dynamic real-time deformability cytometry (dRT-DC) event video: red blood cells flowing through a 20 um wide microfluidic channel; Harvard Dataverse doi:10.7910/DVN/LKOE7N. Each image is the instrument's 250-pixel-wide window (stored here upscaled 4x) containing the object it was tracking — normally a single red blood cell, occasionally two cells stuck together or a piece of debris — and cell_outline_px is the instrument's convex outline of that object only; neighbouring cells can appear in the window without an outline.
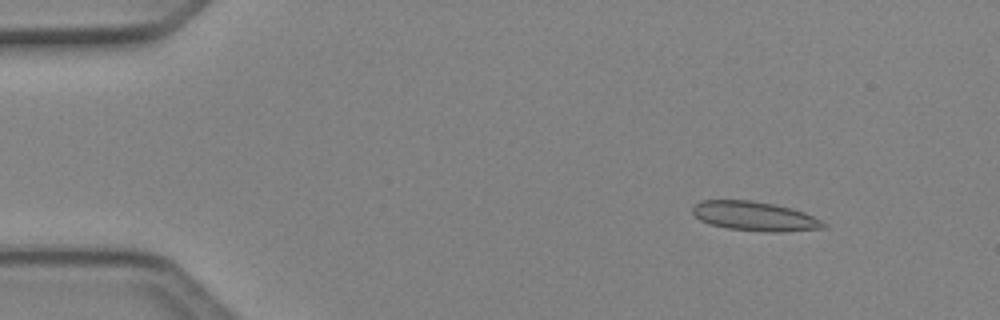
{"species": "Egyptian fruit bat (a non-hibernating species)", "species_latin": "Rousettus aegyptiacus", "temperature_condition": "cold", "stored_images_in_passage": 3, "camera_frame_rate_fps": 3000, "um_per_image_px": 0.085, "animal": {"sex": "female"}, "frame": {"image": 1, "passage_image": 1, "time_ms": 0.0, "image_size_px": [1000, 320], "cell_outline_px": [[828, 228], [784, 232], [764, 232], [728, 228], [708, 224], [700, 220], [692, 212], [692, 208], [700, 200], [752, 200], [776, 204], [792, 208], [804, 212], [828, 224]], "centroid_in_image_um": [64.18, 18.38], "position_along_channel_um": 20.8, "area_um2": 22.66}}